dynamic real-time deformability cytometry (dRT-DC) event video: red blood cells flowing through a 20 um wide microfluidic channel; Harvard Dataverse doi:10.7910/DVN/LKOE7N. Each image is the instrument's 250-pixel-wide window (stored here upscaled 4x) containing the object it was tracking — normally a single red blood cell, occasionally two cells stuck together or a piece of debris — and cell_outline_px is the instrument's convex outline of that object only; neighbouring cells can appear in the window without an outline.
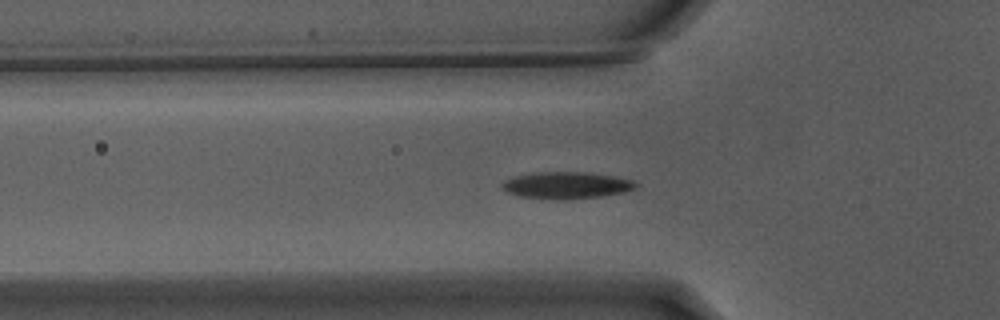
{"species": "Egyptian fruit bat (a non-hibernating species)", "species_latin": "Rousettus aegyptiacus", "temperature_condition": "warm", "stored_images_in_passage": 50, "segment_of_instrument_passage": [1, 2], "camera_frame_rate_fps": 3000, "um_per_image_px": 0.085, "animal": {"sex": "male"}, "frame": {"image": 1, "passage_image": 13, "time_ms": 4.0, "image_size_px": [1000, 320], "cell_outline_px": [[640, 184], [636, 188], [624, 192], [604, 196], [560, 200], [556, 200], [520, 196], [508, 192], [504, 188], [504, 180], [516, 176], [536, 172], [588, 172], [612, 176], [632, 180]], "centroid_in_image_um": [48.21, 15.75], "position_along_channel_um": 77.6, "area_um2": 20.81}}
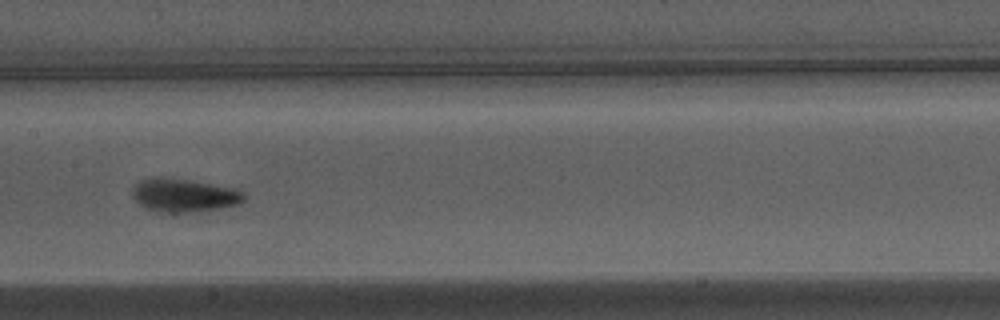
{"frame": {"image": 2, "passage_image": 22, "time_ms": 7.0, "image_size_px": [1000, 320], "cell_outline_px": [[244, 200], [240, 204], [220, 208], [176, 216], [172, 216], [156, 212], [144, 208], [132, 196], [132, 188], [140, 180], [156, 176], [184, 180], [232, 188], [244, 192]], "centroid_in_image_um": [15.58, 16.66], "position_along_channel_um": 191.8, "area_um2": 22.2}}
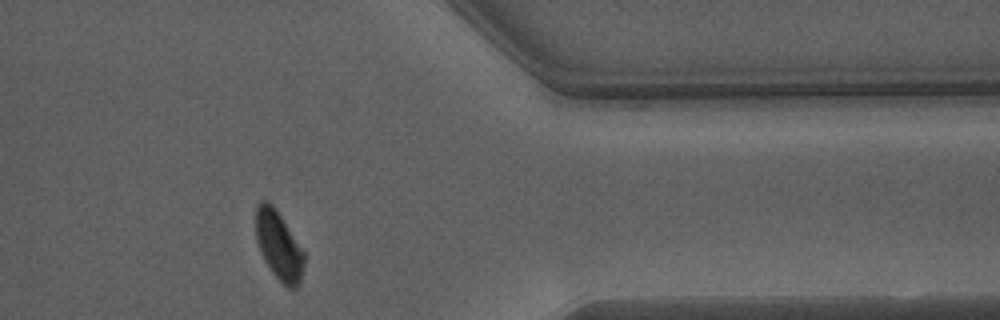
{"frame": {"image": 3, "passage_image": 39, "time_ms": 12.667, "image_size_px": [1000, 320], "cell_outline_px": [[304, 264], [300, 280], [296, 288], [288, 288], [272, 272], [264, 260], [256, 240], [256, 204], [260, 200], [268, 200], [276, 208], [304, 252]], "centroid_in_image_um": [23.68, 20.83], "position_along_channel_um": 387.7, "area_um2": 19.19}}